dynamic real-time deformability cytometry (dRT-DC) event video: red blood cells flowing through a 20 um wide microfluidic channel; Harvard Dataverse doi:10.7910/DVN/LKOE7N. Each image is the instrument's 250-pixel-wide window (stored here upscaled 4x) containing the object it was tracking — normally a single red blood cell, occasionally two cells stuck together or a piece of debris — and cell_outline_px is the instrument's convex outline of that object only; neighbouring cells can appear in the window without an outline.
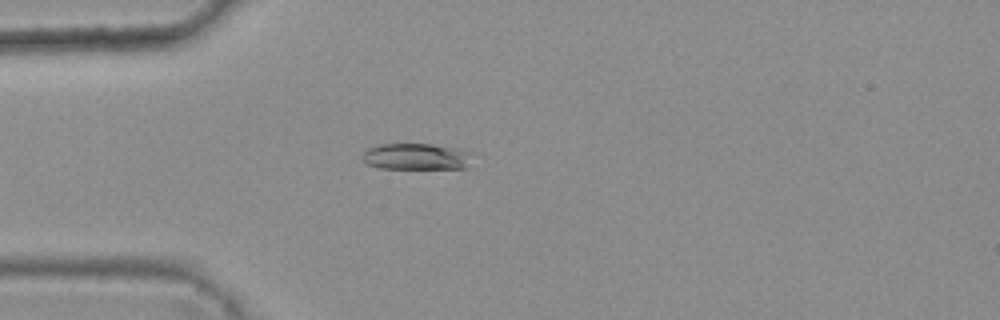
{"species": "common noctule bat (a hibernating species)", "species_latin": "Nyctalus noctula", "temperature_condition": "warm", "stored_images_in_passage": 47, "camera_frame_rate_fps": 3000, "um_per_image_px": 0.085, "animal": {"sex": "female", "body_mass_g": 25.1}, "frame": {"image": 1, "passage_image": 15, "time_ms": 4.667, "image_size_px": [1000, 320], "cell_outline_px": [[476, 152], [468, 168], [380, 168], [368, 164], [364, 160], [364, 152], [368, 148], [380, 144], [432, 144]], "centroid_in_image_um": [35.49, 13.3], "position_along_channel_um": 49.5, "area_um2": 16.99}}
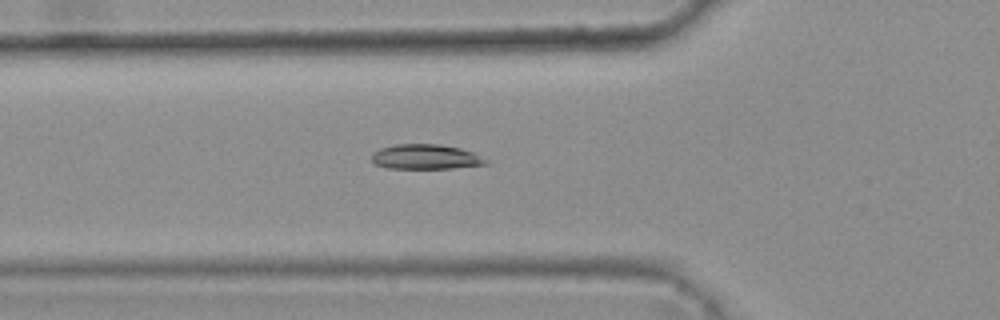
{"frame": {"image": 2, "passage_image": 19, "time_ms": 6.0, "image_size_px": [1000, 320], "cell_outline_px": [[488, 164], [452, 168], [388, 168], [376, 164], [372, 160], [372, 152], [380, 148], [396, 144], [440, 144], [460, 148], [472, 152], [488, 160]], "centroid_in_image_um": [36.17, 13.32], "position_along_channel_um": 89.6, "area_um2": 16.47}}
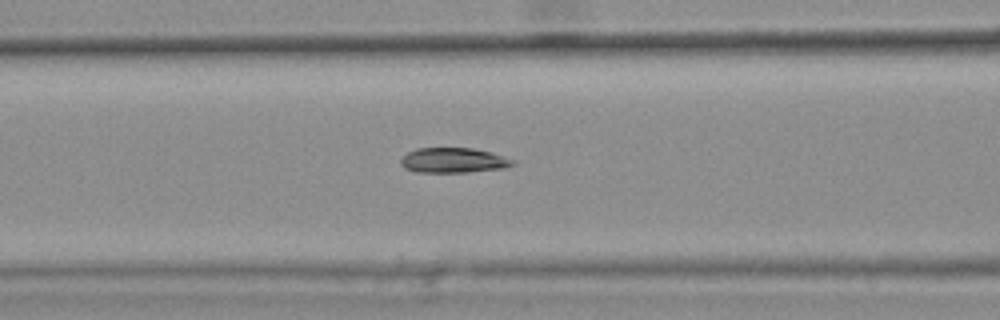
{"frame": {"image": 3, "passage_image": 22, "time_ms": 7.0, "image_size_px": [1000, 320], "cell_outline_px": [[516, 164], [504, 168], [468, 172], [416, 172], [404, 168], [400, 164], [400, 160], [408, 152], [416, 148], [472, 148], [492, 152], [516, 160]], "centroid_in_image_um": [38.57, 13.63], "position_along_channel_um": 128.0, "area_um2": 16.47}, "authors_computed_cell_mechanics": {"area_um2": 17.34, "velocity_mm_per_s": 3.81, "shape_relaxation_time_tau1_ms": null, "shape_relaxation_time_tau2_ms": 3.0941, "deformation_change_tau1": null, "deformation_change_tau2": 0.1016}}